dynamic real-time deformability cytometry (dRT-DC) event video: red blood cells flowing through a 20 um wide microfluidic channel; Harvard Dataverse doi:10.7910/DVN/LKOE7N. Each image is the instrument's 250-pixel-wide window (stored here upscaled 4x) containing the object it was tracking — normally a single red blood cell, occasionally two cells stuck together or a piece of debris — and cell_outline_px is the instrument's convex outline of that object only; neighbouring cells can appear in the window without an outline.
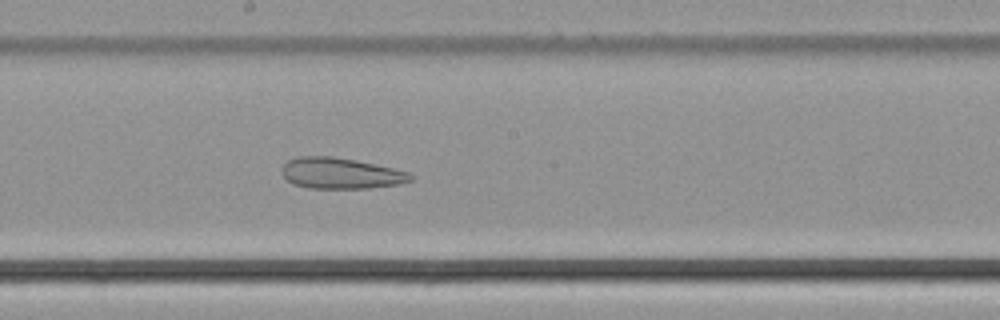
{"species": "common noctule bat (a hibernating species)", "species_latin": "Nyctalus noctula", "temperature_condition": "cold", "stored_images_in_passage": 50, "camera_frame_rate_fps": 3000, "um_per_image_px": 0.085, "animal": {"sex": "male", "body_mass_g": 21.5, "forearm_length_mm": 52.0}, "frame": {"image": 1, "passage_image": 27, "time_ms": 8.667, "image_size_px": [1000, 320], "cell_outline_px": [[412, 180], [400, 184], [368, 188], [308, 188], [292, 184], [280, 172], [280, 168], [288, 160], [300, 156], [332, 156], [392, 168], [408, 172], [412, 176]], "centroid_in_image_um": [28.9, 14.74], "position_along_channel_um": 219.3, "area_um2": 23.06}}
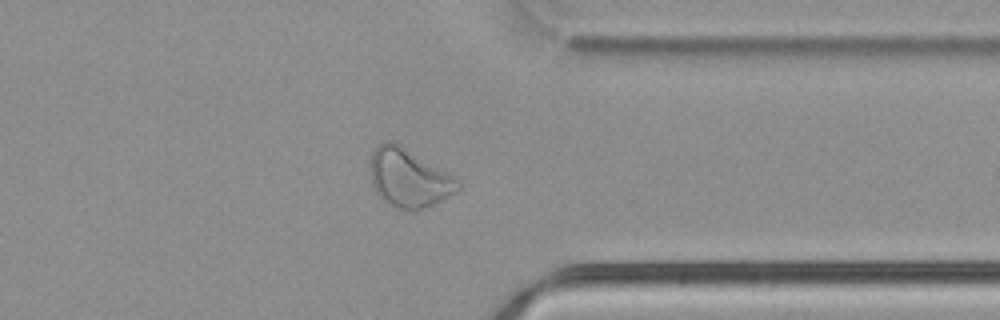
{"frame": {"image": 2, "passage_image": 39, "time_ms": 12.667, "image_size_px": [1000, 320], "cell_outline_px": [[460, 188], [456, 192], [416, 212], [412, 212], [396, 208], [388, 204], [376, 192], [372, 184], [372, 152], [380, 144], [388, 140], [392, 140], [400, 144], [460, 180]], "centroid_in_image_um": [34.76, 15.15], "position_along_channel_um": 376.6, "area_um2": 29.54}}
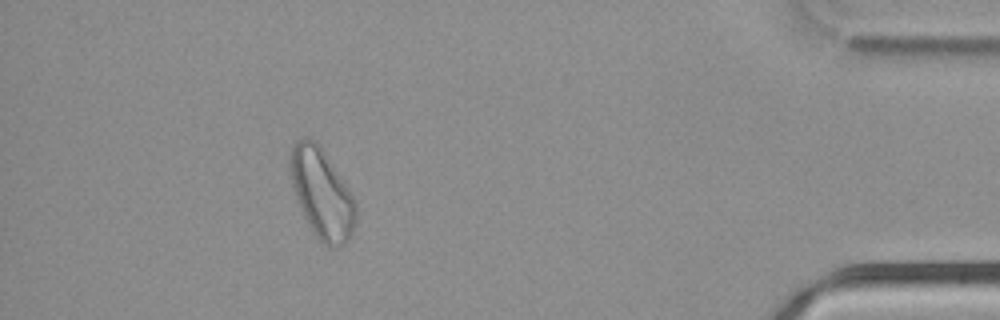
{"frame": {"image": 3, "passage_image": 45, "time_ms": 14.667, "image_size_px": [1000, 320], "cell_outline_px": [[356, 220], [352, 232], [348, 240], [340, 248], [328, 248], [316, 236], [308, 224], [304, 216], [296, 196], [292, 184], [288, 168], [288, 160], [292, 148], [296, 140], [316, 140], [320, 144], [352, 196], [356, 204]], "centroid_in_image_um": [27.34, 16.48], "position_along_channel_um": 407.9, "area_um2": 34.04}}